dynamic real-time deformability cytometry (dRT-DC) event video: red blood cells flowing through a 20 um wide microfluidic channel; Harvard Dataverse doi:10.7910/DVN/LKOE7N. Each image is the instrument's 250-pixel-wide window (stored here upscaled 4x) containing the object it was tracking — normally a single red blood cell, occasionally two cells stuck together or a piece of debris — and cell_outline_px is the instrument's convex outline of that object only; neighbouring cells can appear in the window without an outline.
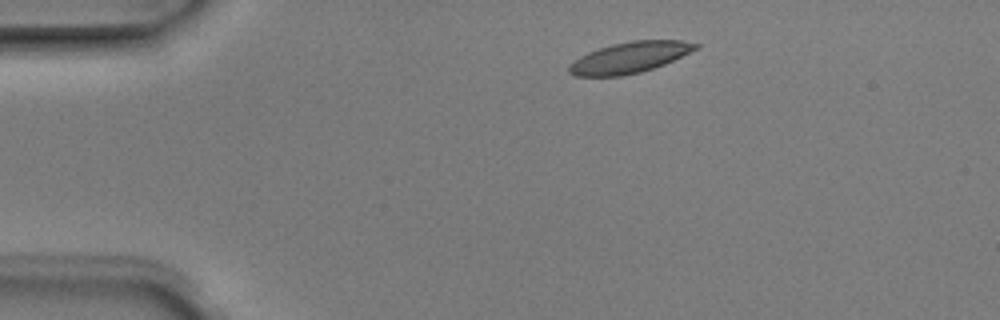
{"species": "Egyptian fruit bat (a non-hibernating species)", "species_latin": "Rousettus aegyptiacus", "temperature_condition": "room temperature", "stored_images_in_passage": 6, "segment_of_instrument_passage": [2, 2], "camera_frame_rate_fps": 3000, "um_per_image_px": 0.085, "animal": {"sex": "male"}, "frame": {"image": 1, "passage_image": 6, "time_ms": 1.667, "image_size_px": [1000, 320], "cell_outline_px": [[700, 48], [664, 64], [640, 72], [620, 76], [576, 76], [568, 72], [568, 64], [580, 56], [588, 52], [612, 44], [632, 40], [680, 40], [700, 44]], "centroid_in_image_um": [53.52, 4.88], "position_along_channel_um": 31.5, "area_um2": 22.83}}